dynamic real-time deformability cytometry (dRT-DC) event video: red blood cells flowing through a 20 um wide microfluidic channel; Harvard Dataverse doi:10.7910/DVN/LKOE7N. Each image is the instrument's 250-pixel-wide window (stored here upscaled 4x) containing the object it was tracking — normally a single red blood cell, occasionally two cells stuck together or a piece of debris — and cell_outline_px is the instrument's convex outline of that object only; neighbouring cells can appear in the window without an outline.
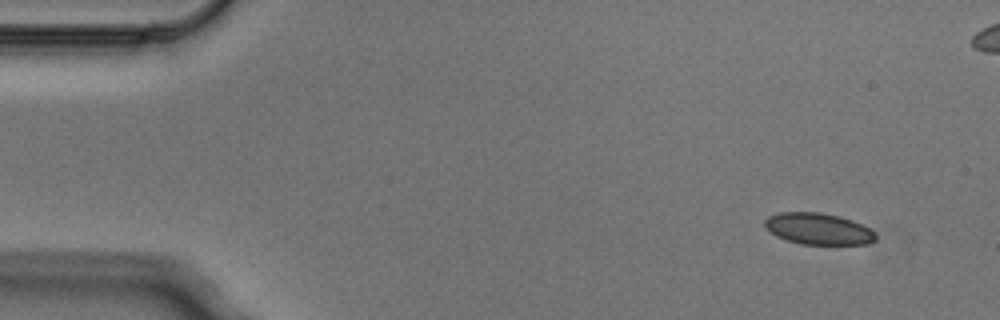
{"species": "Egyptian fruit bat (a non-hibernating species)", "species_latin": "Rousettus aegyptiacus", "temperature_condition": "cold", "stored_images_in_passage": 4, "camera_frame_rate_fps": 3000, "um_per_image_px": 0.085, "animal": {"sex": "male"}, "frame": {"image": 1, "passage_image": 1, "time_ms": 0.0, "image_size_px": [1000, 320], "cell_outline_px": [[876, 240], [868, 244], [800, 244], [776, 236], [764, 224], [764, 220], [768, 216], [780, 212], [820, 212], [840, 216], [852, 220], [872, 228], [876, 232]], "centroid_in_image_um": [69.61, 19.44], "position_along_channel_um": 15.4, "area_um2": 20.46}}